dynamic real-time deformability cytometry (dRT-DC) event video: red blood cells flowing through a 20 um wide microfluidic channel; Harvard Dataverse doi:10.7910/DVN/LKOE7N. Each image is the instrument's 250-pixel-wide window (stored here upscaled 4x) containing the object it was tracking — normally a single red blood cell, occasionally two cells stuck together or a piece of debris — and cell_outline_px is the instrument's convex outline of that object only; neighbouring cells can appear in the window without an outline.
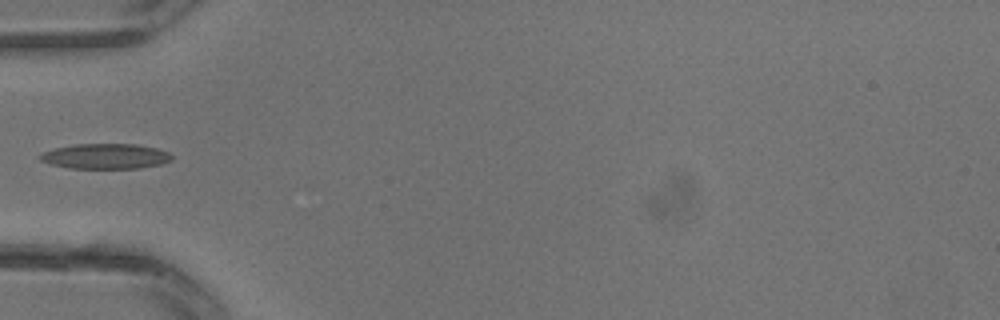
{"species": "common noctule bat (a hibernating species)", "species_latin": "Nyctalus noctula", "temperature_condition": "warm", "stored_images_in_passage": 8, "segment_of_instrument_passage": [2, 2], "camera_frame_rate_fps": 3000, "um_per_image_px": 0.085, "animal": {"sex": "male", "body_mass_g": 13.3}, "frame": {"image": 1, "passage_image": 7, "time_ms": 2.0, "image_size_px": [1000, 320], "cell_outline_px": [[172, 160], [160, 164], [140, 168], [68, 168], [52, 164], [40, 160], [36, 156], [44, 152], [56, 148], [76, 144], [136, 144], [156, 148], [168, 152], [172, 156]], "centroid_in_image_um": [8.97, 13.28], "position_along_channel_um": 76.0, "area_um2": 19.25}}